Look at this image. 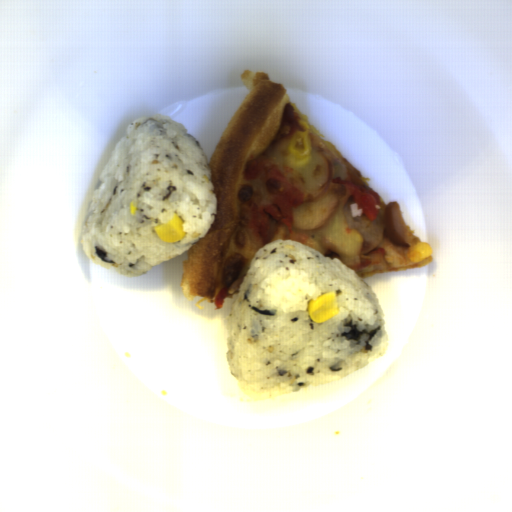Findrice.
Instances as JSON below:
<instances>
[{
    "mask_svg": "<svg viewBox=\"0 0 512 512\" xmlns=\"http://www.w3.org/2000/svg\"><path fill=\"white\" fill-rule=\"evenodd\" d=\"M333 290L339 315L313 322L308 302ZM384 317L355 269L300 242L271 241L254 254L230 307L229 372L253 400L338 380L386 352Z\"/></svg>",
    "mask_w": 512,
    "mask_h": 512,
    "instance_id": "652b925c",
    "label": "rice"
},
{
    "mask_svg": "<svg viewBox=\"0 0 512 512\" xmlns=\"http://www.w3.org/2000/svg\"><path fill=\"white\" fill-rule=\"evenodd\" d=\"M180 122L135 118L114 145L81 231L85 256L127 278L190 251L215 221L218 198L200 142ZM177 213L186 237L167 244L153 228Z\"/></svg>",
    "mask_w": 512,
    "mask_h": 512,
    "instance_id": "023b6e5f",
    "label": "rice"
}]
</instances>
